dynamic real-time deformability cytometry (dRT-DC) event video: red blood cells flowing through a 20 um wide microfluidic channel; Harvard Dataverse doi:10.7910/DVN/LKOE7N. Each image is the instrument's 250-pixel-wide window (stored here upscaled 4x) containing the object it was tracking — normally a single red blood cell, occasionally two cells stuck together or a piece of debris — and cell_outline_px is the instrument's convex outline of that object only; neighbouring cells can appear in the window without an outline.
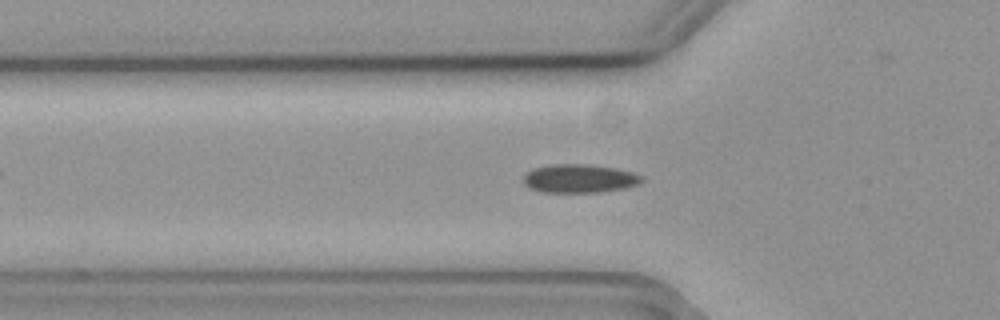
{"species": "common noctule bat (a hibernating species)", "species_latin": "Nyctalus noctula", "temperature_condition": "cold", "stored_images_in_passage": 57, "camera_frame_rate_fps": 3000, "um_per_image_px": 0.085, "animal": {"sex": "female", "body_mass_g": 19.3, "forearm_length_mm": 54.1}, "frame": {"image": 1, "passage_image": 19, "time_ms": 6.0, "image_size_px": [1000, 320], "cell_outline_px": [[644, 180], [636, 184], [624, 188], [600, 192], [540, 192], [528, 188], [524, 184], [524, 176], [528, 172], [536, 168], [552, 164], [584, 164], [616, 168], [632, 172], [640, 176]], "centroid_in_image_um": [49.22, 15.18], "position_along_channel_um": 76.6, "area_um2": 19.48}}
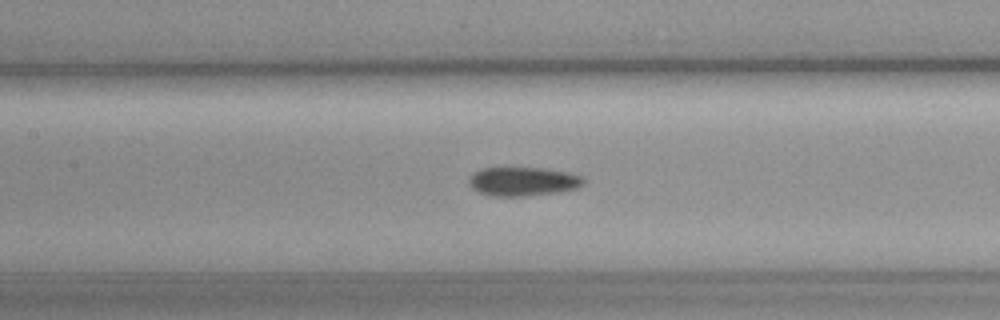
{"frame": {"image": 2, "passage_image": 26, "time_ms": 8.333, "image_size_px": [1000, 320], "cell_outline_px": [[588, 180], [584, 184], [576, 188], [560, 192], [524, 196], [492, 196], [480, 192], [472, 188], [468, 180], [476, 172], [484, 168], [548, 168], [572, 172], [584, 176]], "centroid_in_image_um": [44.57, 15.42], "position_along_channel_um": 162.8, "area_um2": 19.48}}
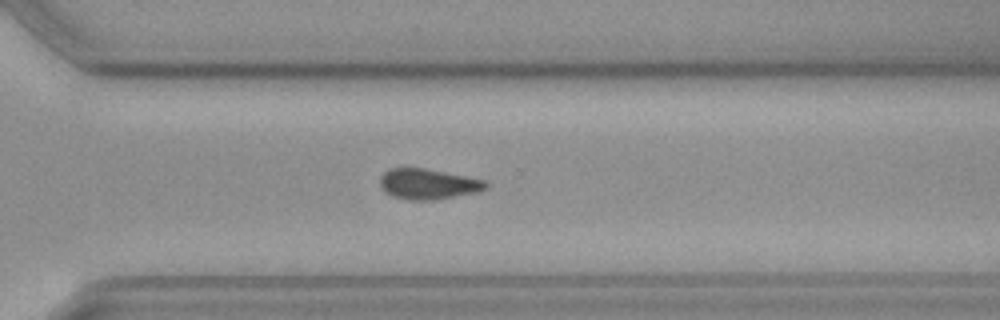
{"frame": {"image": 3, "passage_image": 40, "time_ms": 13.0, "image_size_px": [1000, 320], "cell_outline_px": [[488, 188], [476, 192], [432, 200], [408, 200], [392, 196], [384, 192], [380, 188], [380, 176], [388, 168], [424, 168], [484, 180], [488, 184]], "centroid_in_image_um": [36.33, 15.64], "position_along_channel_um": 334.3, "area_um2": 18.73}}